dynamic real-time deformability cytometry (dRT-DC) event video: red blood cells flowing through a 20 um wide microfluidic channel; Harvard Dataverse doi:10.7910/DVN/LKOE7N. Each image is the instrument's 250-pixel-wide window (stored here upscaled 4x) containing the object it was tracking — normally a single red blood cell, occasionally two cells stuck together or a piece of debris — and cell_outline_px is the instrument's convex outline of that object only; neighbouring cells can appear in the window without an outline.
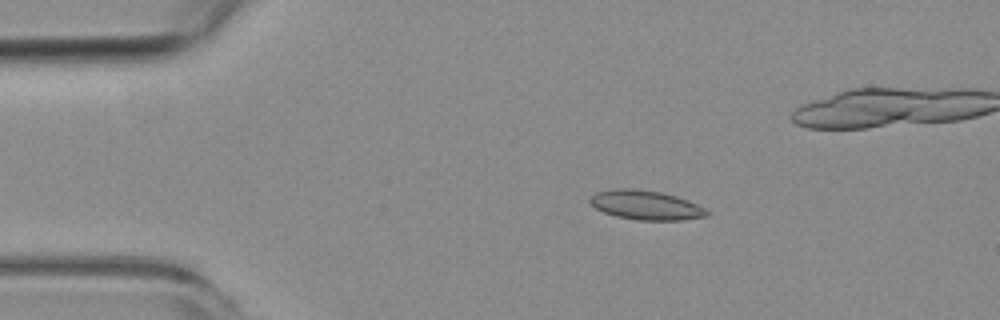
{"species": "common noctule bat (a hibernating species)", "species_latin": "Nyctalus noctula", "temperature_condition": "room temperature", "stored_images_in_passage": 6, "camera_frame_rate_fps": 3000, "um_per_image_px": 0.085, "animal": {"sex": "female", "body_mass_g": 19.3, "forearm_length_mm": 54.1}, "frame": {"image": 1, "passage_image": 3, "time_ms": 2.0, "image_size_px": [1000, 320], "cell_outline_px": [[712, 212], [708, 216], [680, 220], [640, 220], [616, 216], [604, 212], [596, 208], [588, 200], [596, 192], [612, 188], [632, 188], [660, 192], [676, 196], [688, 200]], "centroid_in_image_um": [54.91, 17.43], "position_along_channel_um": 30.1, "area_um2": 19.94}}